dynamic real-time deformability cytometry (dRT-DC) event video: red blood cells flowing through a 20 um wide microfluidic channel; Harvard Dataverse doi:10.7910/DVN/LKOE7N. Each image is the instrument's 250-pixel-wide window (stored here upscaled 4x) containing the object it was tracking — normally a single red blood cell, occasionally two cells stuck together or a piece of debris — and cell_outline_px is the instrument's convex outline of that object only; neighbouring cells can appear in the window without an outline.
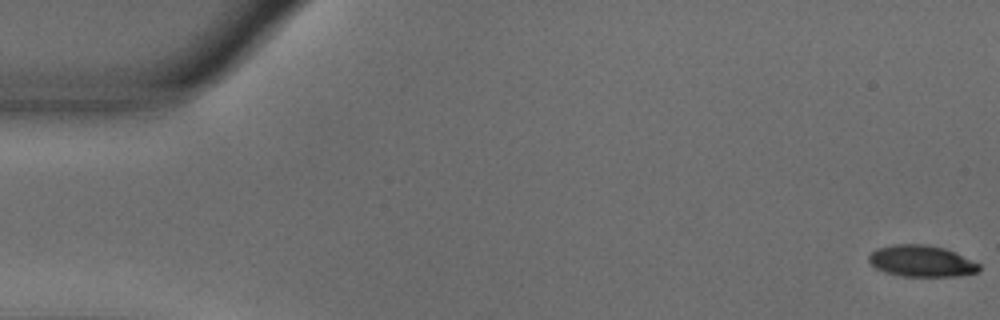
{"species": "common noctule bat (a hibernating species)", "species_latin": "Nyctalus noctula", "temperature_condition": "warm", "stored_images_in_passage": 55, "camera_frame_rate_fps": 3000, "um_per_image_px": 0.085, "animal": {"sex": "male", "body_mass_g": 18.8}, "frame": {"image": 1, "passage_image": 1, "time_ms": 0.0, "image_size_px": [1000, 320], "cell_outline_px": [[980, 272], [956, 276], [900, 276], [884, 272], [876, 268], [868, 260], [868, 256], [876, 248], [892, 244], [924, 244], [944, 248], [980, 264]], "centroid_in_image_um": [78.3, 22.19], "position_along_channel_um": 6.7, "area_um2": 20.17}}
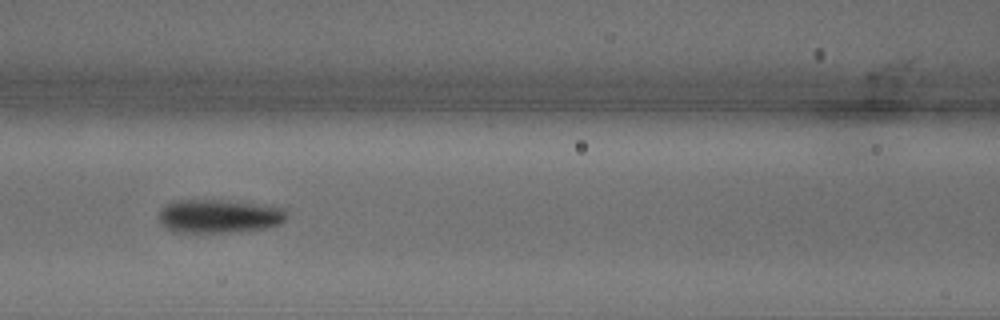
{"frame": {"image": 2, "passage_image": 24, "time_ms": 7.667, "image_size_px": [1000, 320], "cell_outline_px": [[284, 220], [280, 224], [268, 228], [232, 232], [172, 232], [164, 228], [160, 224], [160, 208], [164, 204], [176, 200], [224, 200], [284, 208]], "centroid_in_image_um": [18.53, 18.38], "position_along_channel_um": 148.1, "area_um2": 24.97}}
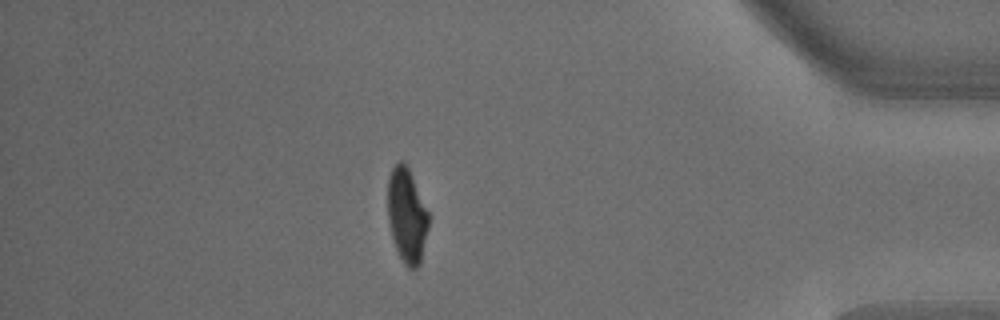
{"frame": {"image": 3, "passage_image": 48, "time_ms": 15.667, "image_size_px": [1000, 320], "cell_outline_px": [[428, 228], [420, 264], [416, 268], [408, 268], [404, 264], [396, 248], [392, 236], [388, 220], [388, 176], [392, 168], [400, 160], [404, 160], [408, 168], [428, 212]], "centroid_in_image_um": [34.57, 18.31], "position_along_channel_um": 400.6, "area_um2": 22.2}, "authors_computed_cell_mechanics": {"area_um2": 23.1778, "velocity_mm_per_s": 3.6648, "shape_relaxation_time_tau1_ms": 5.091, "shape_relaxation_time_tau2_ms": 1.8994, "deformation_change_tau1": 0.236, "deformation_change_tau2": 0.0643}}